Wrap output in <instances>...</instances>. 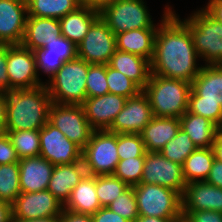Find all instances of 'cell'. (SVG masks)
<instances>
[{"label":"cell","instance_id":"6da1fadb","mask_svg":"<svg viewBox=\"0 0 222 222\" xmlns=\"http://www.w3.org/2000/svg\"><path fill=\"white\" fill-rule=\"evenodd\" d=\"M165 7L155 35L151 74L191 83L202 68L197 66L199 56L187 26L171 7Z\"/></svg>","mask_w":222,"mask_h":222},{"label":"cell","instance_id":"7a4b0ae2","mask_svg":"<svg viewBox=\"0 0 222 222\" xmlns=\"http://www.w3.org/2000/svg\"><path fill=\"white\" fill-rule=\"evenodd\" d=\"M51 97L45 84L6 93L5 131L40 130L49 118Z\"/></svg>","mask_w":222,"mask_h":222},{"label":"cell","instance_id":"3957f363","mask_svg":"<svg viewBox=\"0 0 222 222\" xmlns=\"http://www.w3.org/2000/svg\"><path fill=\"white\" fill-rule=\"evenodd\" d=\"M187 111L222 129V64L202 66L191 82Z\"/></svg>","mask_w":222,"mask_h":222},{"label":"cell","instance_id":"277c9868","mask_svg":"<svg viewBox=\"0 0 222 222\" xmlns=\"http://www.w3.org/2000/svg\"><path fill=\"white\" fill-rule=\"evenodd\" d=\"M152 108L153 116L180 118L188 110L191 83L150 74L142 89Z\"/></svg>","mask_w":222,"mask_h":222},{"label":"cell","instance_id":"5b68a950","mask_svg":"<svg viewBox=\"0 0 222 222\" xmlns=\"http://www.w3.org/2000/svg\"><path fill=\"white\" fill-rule=\"evenodd\" d=\"M88 63L77 57L67 61L45 84L53 103L81 105L87 98Z\"/></svg>","mask_w":222,"mask_h":222},{"label":"cell","instance_id":"8992f818","mask_svg":"<svg viewBox=\"0 0 222 222\" xmlns=\"http://www.w3.org/2000/svg\"><path fill=\"white\" fill-rule=\"evenodd\" d=\"M193 39L199 57L206 65L222 64V25L204 8L182 21Z\"/></svg>","mask_w":222,"mask_h":222},{"label":"cell","instance_id":"52a82bcc","mask_svg":"<svg viewBox=\"0 0 222 222\" xmlns=\"http://www.w3.org/2000/svg\"><path fill=\"white\" fill-rule=\"evenodd\" d=\"M139 216L176 218L182 214V195L168 187L139 183L133 186Z\"/></svg>","mask_w":222,"mask_h":222},{"label":"cell","instance_id":"ba28073f","mask_svg":"<svg viewBox=\"0 0 222 222\" xmlns=\"http://www.w3.org/2000/svg\"><path fill=\"white\" fill-rule=\"evenodd\" d=\"M82 161L88 175H113L119 162L117 133L94 130L82 149Z\"/></svg>","mask_w":222,"mask_h":222},{"label":"cell","instance_id":"9c48e42d","mask_svg":"<svg viewBox=\"0 0 222 222\" xmlns=\"http://www.w3.org/2000/svg\"><path fill=\"white\" fill-rule=\"evenodd\" d=\"M144 3V0H117L99 15L115 35L133 29L158 28Z\"/></svg>","mask_w":222,"mask_h":222},{"label":"cell","instance_id":"30bf717a","mask_svg":"<svg viewBox=\"0 0 222 222\" xmlns=\"http://www.w3.org/2000/svg\"><path fill=\"white\" fill-rule=\"evenodd\" d=\"M48 121L81 149L86 146L94 131L81 105L52 102Z\"/></svg>","mask_w":222,"mask_h":222},{"label":"cell","instance_id":"8fae6325","mask_svg":"<svg viewBox=\"0 0 222 222\" xmlns=\"http://www.w3.org/2000/svg\"><path fill=\"white\" fill-rule=\"evenodd\" d=\"M78 57L88 64L107 65L116 50V35L99 17L77 46Z\"/></svg>","mask_w":222,"mask_h":222},{"label":"cell","instance_id":"7c38bea8","mask_svg":"<svg viewBox=\"0 0 222 222\" xmlns=\"http://www.w3.org/2000/svg\"><path fill=\"white\" fill-rule=\"evenodd\" d=\"M7 73L10 90L32 89L45 84L37 73L33 51L22 44H7Z\"/></svg>","mask_w":222,"mask_h":222},{"label":"cell","instance_id":"4fadbf2b","mask_svg":"<svg viewBox=\"0 0 222 222\" xmlns=\"http://www.w3.org/2000/svg\"><path fill=\"white\" fill-rule=\"evenodd\" d=\"M64 205L47 189L21 192L11 204L12 220H33L59 217Z\"/></svg>","mask_w":222,"mask_h":222},{"label":"cell","instance_id":"5bb4252c","mask_svg":"<svg viewBox=\"0 0 222 222\" xmlns=\"http://www.w3.org/2000/svg\"><path fill=\"white\" fill-rule=\"evenodd\" d=\"M140 183L168 187L181 195L186 186L182 165L168 160L160 152H146Z\"/></svg>","mask_w":222,"mask_h":222},{"label":"cell","instance_id":"9a60e30c","mask_svg":"<svg viewBox=\"0 0 222 222\" xmlns=\"http://www.w3.org/2000/svg\"><path fill=\"white\" fill-rule=\"evenodd\" d=\"M39 136V156L54 166L72 164L82 160V149L49 121L39 130Z\"/></svg>","mask_w":222,"mask_h":222},{"label":"cell","instance_id":"2e32d148","mask_svg":"<svg viewBox=\"0 0 222 222\" xmlns=\"http://www.w3.org/2000/svg\"><path fill=\"white\" fill-rule=\"evenodd\" d=\"M153 117L149 100L141 91L137 96L127 98L108 131L117 134H139Z\"/></svg>","mask_w":222,"mask_h":222},{"label":"cell","instance_id":"e0dca14e","mask_svg":"<svg viewBox=\"0 0 222 222\" xmlns=\"http://www.w3.org/2000/svg\"><path fill=\"white\" fill-rule=\"evenodd\" d=\"M37 73L41 70L50 79L67 61L78 57L77 46L66 37L60 35L47 43L43 48L33 50Z\"/></svg>","mask_w":222,"mask_h":222},{"label":"cell","instance_id":"ac0fdd59","mask_svg":"<svg viewBox=\"0 0 222 222\" xmlns=\"http://www.w3.org/2000/svg\"><path fill=\"white\" fill-rule=\"evenodd\" d=\"M126 100L123 96L107 93L98 97H87L81 106L94 130H108Z\"/></svg>","mask_w":222,"mask_h":222},{"label":"cell","instance_id":"d6986e66","mask_svg":"<svg viewBox=\"0 0 222 222\" xmlns=\"http://www.w3.org/2000/svg\"><path fill=\"white\" fill-rule=\"evenodd\" d=\"M27 16V4L21 0H0V44L22 43Z\"/></svg>","mask_w":222,"mask_h":222},{"label":"cell","instance_id":"ffe728a7","mask_svg":"<svg viewBox=\"0 0 222 222\" xmlns=\"http://www.w3.org/2000/svg\"><path fill=\"white\" fill-rule=\"evenodd\" d=\"M205 210L222 213V188L205 181L187 183L182 195V214Z\"/></svg>","mask_w":222,"mask_h":222},{"label":"cell","instance_id":"44dd1931","mask_svg":"<svg viewBox=\"0 0 222 222\" xmlns=\"http://www.w3.org/2000/svg\"><path fill=\"white\" fill-rule=\"evenodd\" d=\"M21 192H39L49 186L54 165L41 156L20 159Z\"/></svg>","mask_w":222,"mask_h":222},{"label":"cell","instance_id":"7402d4cb","mask_svg":"<svg viewBox=\"0 0 222 222\" xmlns=\"http://www.w3.org/2000/svg\"><path fill=\"white\" fill-rule=\"evenodd\" d=\"M87 175L83 161L55 165L47 188L63 205L71 196L73 188Z\"/></svg>","mask_w":222,"mask_h":222},{"label":"cell","instance_id":"603a6c76","mask_svg":"<svg viewBox=\"0 0 222 222\" xmlns=\"http://www.w3.org/2000/svg\"><path fill=\"white\" fill-rule=\"evenodd\" d=\"M180 128L179 118L154 116L139 134L147 152H159L177 135Z\"/></svg>","mask_w":222,"mask_h":222},{"label":"cell","instance_id":"cb8c5ba5","mask_svg":"<svg viewBox=\"0 0 222 222\" xmlns=\"http://www.w3.org/2000/svg\"><path fill=\"white\" fill-rule=\"evenodd\" d=\"M61 35L59 19L27 16L22 45L30 50L43 48Z\"/></svg>","mask_w":222,"mask_h":222},{"label":"cell","instance_id":"d4e9b609","mask_svg":"<svg viewBox=\"0 0 222 222\" xmlns=\"http://www.w3.org/2000/svg\"><path fill=\"white\" fill-rule=\"evenodd\" d=\"M158 28L133 29L116 35V49L135 54L151 62Z\"/></svg>","mask_w":222,"mask_h":222},{"label":"cell","instance_id":"484cf974","mask_svg":"<svg viewBox=\"0 0 222 222\" xmlns=\"http://www.w3.org/2000/svg\"><path fill=\"white\" fill-rule=\"evenodd\" d=\"M108 65L123 73L143 89L150 77V62L138 55L115 50Z\"/></svg>","mask_w":222,"mask_h":222},{"label":"cell","instance_id":"4316f807","mask_svg":"<svg viewBox=\"0 0 222 222\" xmlns=\"http://www.w3.org/2000/svg\"><path fill=\"white\" fill-rule=\"evenodd\" d=\"M100 17L97 10L80 6L76 11L68 13L59 19L61 35L78 46L91 25Z\"/></svg>","mask_w":222,"mask_h":222},{"label":"cell","instance_id":"83f0119b","mask_svg":"<svg viewBox=\"0 0 222 222\" xmlns=\"http://www.w3.org/2000/svg\"><path fill=\"white\" fill-rule=\"evenodd\" d=\"M101 207L96 194V176L86 175L72 190L64 209L78 213L95 214Z\"/></svg>","mask_w":222,"mask_h":222},{"label":"cell","instance_id":"f1b7e54d","mask_svg":"<svg viewBox=\"0 0 222 222\" xmlns=\"http://www.w3.org/2000/svg\"><path fill=\"white\" fill-rule=\"evenodd\" d=\"M181 129L197 148H210L220 128L209 119L186 111L180 118Z\"/></svg>","mask_w":222,"mask_h":222},{"label":"cell","instance_id":"f546056e","mask_svg":"<svg viewBox=\"0 0 222 222\" xmlns=\"http://www.w3.org/2000/svg\"><path fill=\"white\" fill-rule=\"evenodd\" d=\"M215 160L212 147L197 148L182 165L184 180L187 183L193 181H205Z\"/></svg>","mask_w":222,"mask_h":222},{"label":"cell","instance_id":"4dcf8cb0","mask_svg":"<svg viewBox=\"0 0 222 222\" xmlns=\"http://www.w3.org/2000/svg\"><path fill=\"white\" fill-rule=\"evenodd\" d=\"M80 6V0H31L27 10L28 16L60 19Z\"/></svg>","mask_w":222,"mask_h":222},{"label":"cell","instance_id":"1f68e13d","mask_svg":"<svg viewBox=\"0 0 222 222\" xmlns=\"http://www.w3.org/2000/svg\"><path fill=\"white\" fill-rule=\"evenodd\" d=\"M19 159L40 155L39 130L5 131Z\"/></svg>","mask_w":222,"mask_h":222},{"label":"cell","instance_id":"d6a6232c","mask_svg":"<svg viewBox=\"0 0 222 222\" xmlns=\"http://www.w3.org/2000/svg\"><path fill=\"white\" fill-rule=\"evenodd\" d=\"M20 193L18 162L0 165V201L12 204Z\"/></svg>","mask_w":222,"mask_h":222},{"label":"cell","instance_id":"836d02e7","mask_svg":"<svg viewBox=\"0 0 222 222\" xmlns=\"http://www.w3.org/2000/svg\"><path fill=\"white\" fill-rule=\"evenodd\" d=\"M196 149V145L188 134L180 128L177 135L167 142L159 152L168 160L183 165L185 159Z\"/></svg>","mask_w":222,"mask_h":222},{"label":"cell","instance_id":"e575fe53","mask_svg":"<svg viewBox=\"0 0 222 222\" xmlns=\"http://www.w3.org/2000/svg\"><path fill=\"white\" fill-rule=\"evenodd\" d=\"M130 186L114 175L96 176V194L101 207H108Z\"/></svg>","mask_w":222,"mask_h":222},{"label":"cell","instance_id":"d590c367","mask_svg":"<svg viewBox=\"0 0 222 222\" xmlns=\"http://www.w3.org/2000/svg\"><path fill=\"white\" fill-rule=\"evenodd\" d=\"M106 78L109 93L131 98L137 96L142 89L118 70L106 65Z\"/></svg>","mask_w":222,"mask_h":222},{"label":"cell","instance_id":"8d00e7d4","mask_svg":"<svg viewBox=\"0 0 222 222\" xmlns=\"http://www.w3.org/2000/svg\"><path fill=\"white\" fill-rule=\"evenodd\" d=\"M146 148L140 134H117V153L119 160L145 157Z\"/></svg>","mask_w":222,"mask_h":222},{"label":"cell","instance_id":"74e56055","mask_svg":"<svg viewBox=\"0 0 222 222\" xmlns=\"http://www.w3.org/2000/svg\"><path fill=\"white\" fill-rule=\"evenodd\" d=\"M145 157H134L119 160L113 175L129 186L137 185L141 182Z\"/></svg>","mask_w":222,"mask_h":222},{"label":"cell","instance_id":"f35d334b","mask_svg":"<svg viewBox=\"0 0 222 222\" xmlns=\"http://www.w3.org/2000/svg\"><path fill=\"white\" fill-rule=\"evenodd\" d=\"M87 97H98L109 93L106 65L88 64L86 80Z\"/></svg>","mask_w":222,"mask_h":222},{"label":"cell","instance_id":"ab89813d","mask_svg":"<svg viewBox=\"0 0 222 222\" xmlns=\"http://www.w3.org/2000/svg\"><path fill=\"white\" fill-rule=\"evenodd\" d=\"M108 207L114 213H117L130 222H134L139 213L133 186H130L118 196Z\"/></svg>","mask_w":222,"mask_h":222},{"label":"cell","instance_id":"60d3db41","mask_svg":"<svg viewBox=\"0 0 222 222\" xmlns=\"http://www.w3.org/2000/svg\"><path fill=\"white\" fill-rule=\"evenodd\" d=\"M16 150L6 132L0 134V165L19 162Z\"/></svg>","mask_w":222,"mask_h":222},{"label":"cell","instance_id":"b9f144b4","mask_svg":"<svg viewBox=\"0 0 222 222\" xmlns=\"http://www.w3.org/2000/svg\"><path fill=\"white\" fill-rule=\"evenodd\" d=\"M10 91V79L7 73V44H0V93Z\"/></svg>","mask_w":222,"mask_h":222},{"label":"cell","instance_id":"7bdbcfd3","mask_svg":"<svg viewBox=\"0 0 222 222\" xmlns=\"http://www.w3.org/2000/svg\"><path fill=\"white\" fill-rule=\"evenodd\" d=\"M187 216L192 222H222V213L217 211H194L189 212Z\"/></svg>","mask_w":222,"mask_h":222},{"label":"cell","instance_id":"ee69618b","mask_svg":"<svg viewBox=\"0 0 222 222\" xmlns=\"http://www.w3.org/2000/svg\"><path fill=\"white\" fill-rule=\"evenodd\" d=\"M93 222H130L122 216L114 213L109 207L100 208L92 215Z\"/></svg>","mask_w":222,"mask_h":222},{"label":"cell","instance_id":"f6af8a7d","mask_svg":"<svg viewBox=\"0 0 222 222\" xmlns=\"http://www.w3.org/2000/svg\"><path fill=\"white\" fill-rule=\"evenodd\" d=\"M58 218L60 222H93L92 215L78 213L64 208Z\"/></svg>","mask_w":222,"mask_h":222},{"label":"cell","instance_id":"bcb514c9","mask_svg":"<svg viewBox=\"0 0 222 222\" xmlns=\"http://www.w3.org/2000/svg\"><path fill=\"white\" fill-rule=\"evenodd\" d=\"M205 182L222 188V162H219L216 159L214 160Z\"/></svg>","mask_w":222,"mask_h":222},{"label":"cell","instance_id":"7dc6e473","mask_svg":"<svg viewBox=\"0 0 222 222\" xmlns=\"http://www.w3.org/2000/svg\"><path fill=\"white\" fill-rule=\"evenodd\" d=\"M204 9L222 25V0H209Z\"/></svg>","mask_w":222,"mask_h":222},{"label":"cell","instance_id":"c3c4849f","mask_svg":"<svg viewBox=\"0 0 222 222\" xmlns=\"http://www.w3.org/2000/svg\"><path fill=\"white\" fill-rule=\"evenodd\" d=\"M117 0H80L81 6H86L100 12L104 7L116 2Z\"/></svg>","mask_w":222,"mask_h":222},{"label":"cell","instance_id":"681fc988","mask_svg":"<svg viewBox=\"0 0 222 222\" xmlns=\"http://www.w3.org/2000/svg\"><path fill=\"white\" fill-rule=\"evenodd\" d=\"M212 149L215 159L222 162V129L216 133Z\"/></svg>","mask_w":222,"mask_h":222},{"label":"cell","instance_id":"f907efd6","mask_svg":"<svg viewBox=\"0 0 222 222\" xmlns=\"http://www.w3.org/2000/svg\"><path fill=\"white\" fill-rule=\"evenodd\" d=\"M0 222H13L11 204L0 201Z\"/></svg>","mask_w":222,"mask_h":222},{"label":"cell","instance_id":"816d5d0a","mask_svg":"<svg viewBox=\"0 0 222 222\" xmlns=\"http://www.w3.org/2000/svg\"><path fill=\"white\" fill-rule=\"evenodd\" d=\"M6 94L0 93V134L5 132L6 126Z\"/></svg>","mask_w":222,"mask_h":222},{"label":"cell","instance_id":"f5cc1de1","mask_svg":"<svg viewBox=\"0 0 222 222\" xmlns=\"http://www.w3.org/2000/svg\"><path fill=\"white\" fill-rule=\"evenodd\" d=\"M174 218H158L150 216H138L134 222H172Z\"/></svg>","mask_w":222,"mask_h":222},{"label":"cell","instance_id":"db71d44e","mask_svg":"<svg viewBox=\"0 0 222 222\" xmlns=\"http://www.w3.org/2000/svg\"><path fill=\"white\" fill-rule=\"evenodd\" d=\"M13 222H60L58 217H48L33 220H12Z\"/></svg>","mask_w":222,"mask_h":222},{"label":"cell","instance_id":"11a10c76","mask_svg":"<svg viewBox=\"0 0 222 222\" xmlns=\"http://www.w3.org/2000/svg\"><path fill=\"white\" fill-rule=\"evenodd\" d=\"M172 222H192V220L187 215L181 214L174 218Z\"/></svg>","mask_w":222,"mask_h":222},{"label":"cell","instance_id":"9f6ffc18","mask_svg":"<svg viewBox=\"0 0 222 222\" xmlns=\"http://www.w3.org/2000/svg\"><path fill=\"white\" fill-rule=\"evenodd\" d=\"M23 3L28 4L31 0H21Z\"/></svg>","mask_w":222,"mask_h":222}]
</instances>
